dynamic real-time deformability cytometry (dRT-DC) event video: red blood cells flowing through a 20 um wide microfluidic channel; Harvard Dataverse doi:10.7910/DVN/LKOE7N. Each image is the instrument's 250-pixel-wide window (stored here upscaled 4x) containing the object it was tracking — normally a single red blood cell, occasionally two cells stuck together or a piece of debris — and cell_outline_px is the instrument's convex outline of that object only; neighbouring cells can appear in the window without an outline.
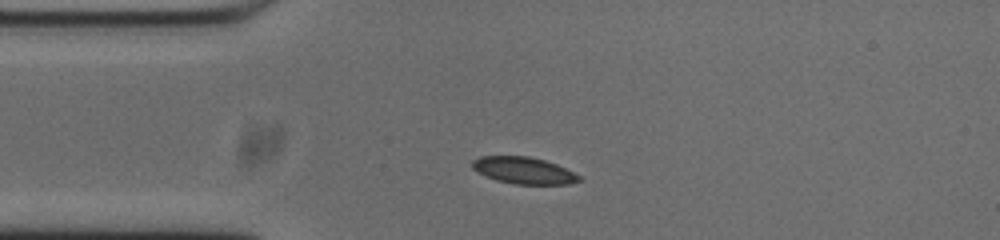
{"species": "common noctule bat (a hibernating species)", "species_latin": "Nyctalus noctula", "temperature_condition": "cold", "stored_images_in_passage": 43, "camera_frame_rate_fps": 3000, "um_per_image_px": 0.085, "animal": {"sex": "male", "body_mass_g": 20.0, "forearm_length_mm": 53.3}, "frame": {"image": 1, "passage_image": 1, "time_ms": 0.0, "image_size_px": [1000, 240], "cell_outline_px": [[580, 180], [568, 184], [516, 184], [496, 180], [476, 172], [472, 168], [472, 160], [480, 156], [528, 156], [544, 160], [556, 164], [580, 176]], "centroid_in_image_um": [44.46, 14.48], "position_along_channel_um": 40.5, "area_um2": 16.53}}
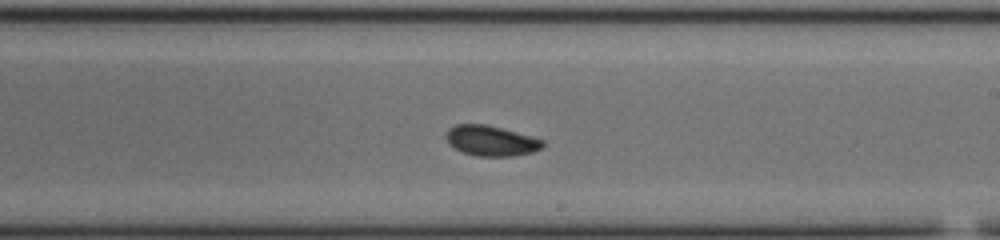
{"frame": {"image": 2, "passage_image": 19, "time_ms": 6.0, "image_size_px": [1000, 240], "cell_outline_px": [[544, 148], [532, 152], [512, 156], [476, 156], [464, 152], [448, 144], [444, 136], [448, 128], [456, 124], [484, 124], [500, 128], [544, 140]], "centroid_in_image_um": [41.71, 11.96], "position_along_channel_um": 247.3, "area_um2": 16.99}}
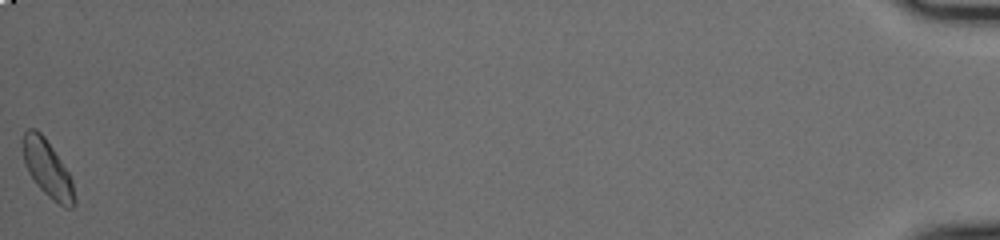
{"frame": {"image": 3, "passage_image": 43, "time_ms": 14.0, "image_size_px": [1000, 240], "cell_outline_px": [[76, 204], [72, 208], [64, 208], [52, 200], [36, 184], [28, 172], [24, 160], [20, 140], [24, 132], [28, 128], [36, 128], [44, 136], [68, 172], [72, 180], [76, 200]], "centroid_in_image_um": [4.02, 14.34], "position_along_channel_um": 431.2, "area_um2": 17.28}, "authors_computed_cell_mechanics": {"area_um2": 16.9932, "velocity_mm_per_s": 3.7144, "shape_relaxation_time_tau1_ms": 2.9218, "shape_relaxation_time_tau2_ms": 7.511, "deformation_change_tau1": 0.1034, "deformation_change_tau2": 0.0758}}